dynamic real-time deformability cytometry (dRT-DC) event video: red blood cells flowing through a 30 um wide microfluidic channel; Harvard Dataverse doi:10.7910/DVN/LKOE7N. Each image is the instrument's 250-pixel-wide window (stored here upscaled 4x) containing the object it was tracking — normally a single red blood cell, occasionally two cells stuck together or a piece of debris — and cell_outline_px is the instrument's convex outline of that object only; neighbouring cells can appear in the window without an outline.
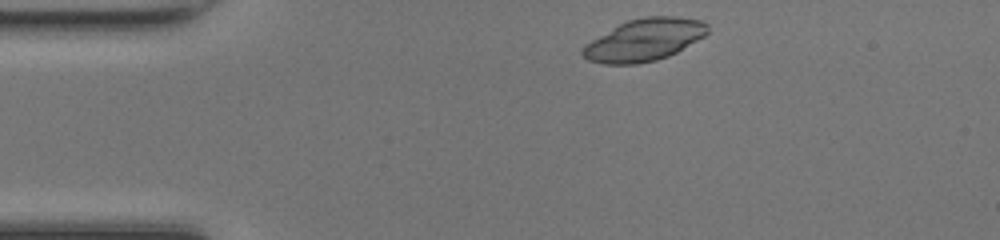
{"species": "common noctule bat (a hibernating species)", "species_latin": "Nyctalus noctula", "temperature_condition": "room temperature", "stored_images_in_passage": 40, "camera_frame_rate_fps": 3000, "um_per_image_px": 0.085, "animal": {"sex": "female", "body_mass_g": 17.0, "forearm_length_mm": 48.0}, "frame": {"image": 1, "passage_image": 1, "time_ms": 0.0, "image_size_px": [1000, 240], "cell_outline_px": [[708, 32], [704, 36], [676, 52], [668, 56], [656, 60], [636, 64], [604, 64], [588, 60], [580, 52], [580, 48], [584, 44], [620, 24], [628, 20], [644, 16], [676, 16], [700, 20], [708, 24]], "centroid_in_image_um": [54.75, 3.39], "position_along_channel_um": 30.3, "area_um2": 30.58}}